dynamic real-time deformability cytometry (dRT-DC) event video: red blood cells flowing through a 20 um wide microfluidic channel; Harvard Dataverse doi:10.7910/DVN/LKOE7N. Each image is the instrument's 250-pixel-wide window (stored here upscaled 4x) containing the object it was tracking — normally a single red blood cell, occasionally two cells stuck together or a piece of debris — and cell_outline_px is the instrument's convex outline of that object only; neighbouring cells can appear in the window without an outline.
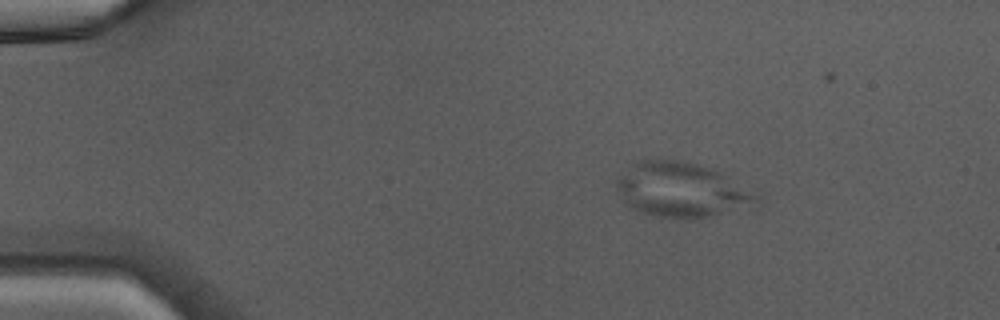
{"species": "Egyptian fruit bat (a non-hibernating species)", "species_latin": "Rousettus aegyptiacus", "temperature_condition": "warm", "stored_images_in_passage": 42, "camera_frame_rate_fps": 3000, "um_per_image_px": 0.085, "animal": {"sex": "male"}, "frame": {"image": 1, "passage_image": 4, "time_ms": 1.0, "image_size_px": [1000, 320], "cell_outline_px": [[756, 208], [708, 216], [652, 216], [640, 212], [624, 204], [616, 188], [616, 180], [628, 164], [640, 160], [676, 160], [696, 164], [712, 168], [756, 196]], "centroid_in_image_um": [57.84, 16.13], "position_along_channel_um": 27.2, "area_um2": 43.81}}
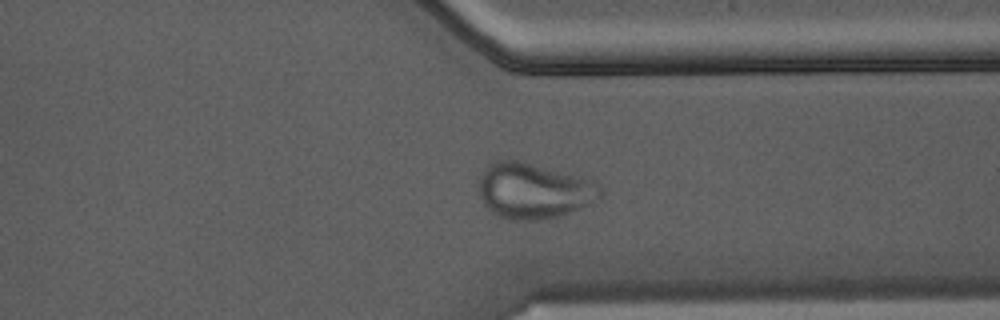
{"frame": {"image": 2, "passage_image": 32, "time_ms": 10.333, "image_size_px": [1000, 320], "cell_outline_px": [[604, 188], [600, 196], [560, 216], [536, 220], [512, 220], [496, 216], [484, 204], [480, 196], [476, 180], [488, 164], [496, 160], [520, 160], [596, 180]], "centroid_in_image_um": [45.31, 16.19], "position_along_channel_um": 366.1, "area_um2": 39.65}}
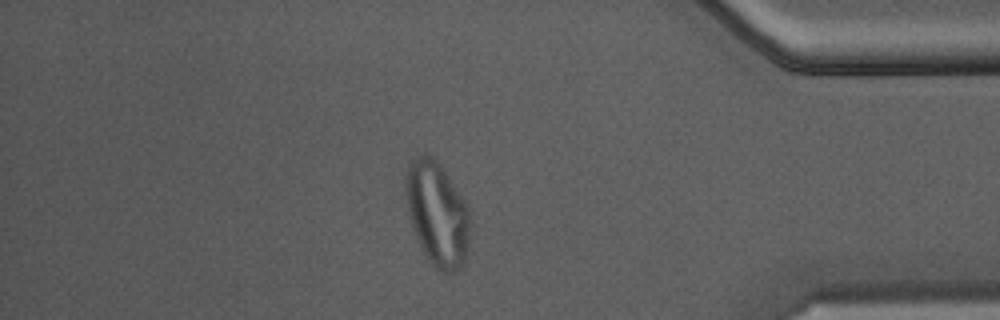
{"frame": {"image": 3, "passage_image": 36, "time_ms": 11.667, "image_size_px": [1000, 320], "cell_outline_px": [[472, 220], [468, 248], [464, 264], [460, 268], [452, 272], [444, 272], [436, 268], [428, 260], [420, 248], [416, 240], [408, 220], [404, 196], [404, 176], [408, 164], [420, 152], [424, 152], [432, 156], [440, 164], [468, 208], [472, 216]], "centroid_in_image_um": [37.12, 18.16], "position_along_channel_um": 398.1, "area_um2": 40.17}}